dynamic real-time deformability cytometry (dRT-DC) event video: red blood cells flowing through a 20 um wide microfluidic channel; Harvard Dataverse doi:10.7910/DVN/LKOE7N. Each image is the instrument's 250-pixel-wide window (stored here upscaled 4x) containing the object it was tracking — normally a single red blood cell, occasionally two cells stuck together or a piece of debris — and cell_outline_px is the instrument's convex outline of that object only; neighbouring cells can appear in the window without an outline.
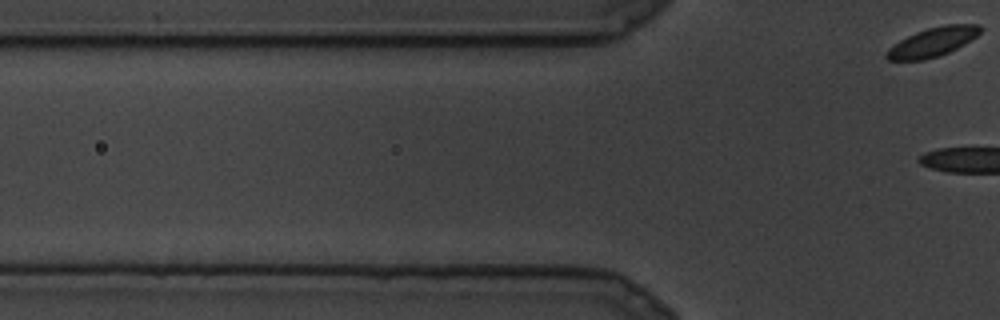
{"species": "common noctule bat (a hibernating species)", "species_latin": "Nyctalus noctula", "temperature_condition": "cold", "stored_images_in_passage": 5, "camera_frame_rate_fps": 3000, "um_per_image_px": 0.085, "animal": {"sex": "male", "body_mass_g": 19.5, "forearm_length_mm": 54.6}, "frame": {"image": 1, "passage_image": 5, "time_ms": 1.333, "image_size_px": [1000, 320], "cell_outline_px": [[984, 28], [976, 36], [964, 44], [948, 52], [924, 60], [888, 60], [884, 56], [888, 48], [900, 40], [916, 32], [928, 28], [944, 24], [980, 24]], "centroid_in_image_um": [79.28, 3.56], "position_along_channel_um": 46.5, "area_um2": 15.78}}